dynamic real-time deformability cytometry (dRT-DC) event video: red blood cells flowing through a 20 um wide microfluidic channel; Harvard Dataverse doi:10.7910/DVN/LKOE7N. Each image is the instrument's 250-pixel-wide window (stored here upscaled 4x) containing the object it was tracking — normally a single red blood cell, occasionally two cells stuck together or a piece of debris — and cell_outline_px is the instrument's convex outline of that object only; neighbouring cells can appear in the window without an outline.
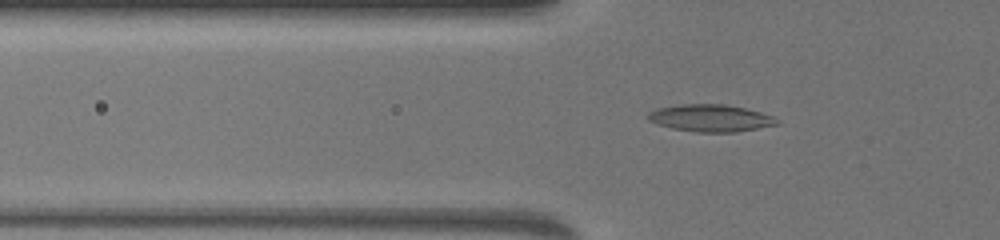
{"species": "common noctule bat (a hibernating species)", "species_latin": "Nyctalus noctula", "temperature_condition": "warm", "stored_images_in_passage": 66, "camera_frame_rate_fps": 3000, "um_per_image_px": 0.085, "animal": {"sex": "female", "body_mass_g": 19.5, "forearm_length_mm": 54.1}, "frame": {"image": 1, "passage_image": 24, "time_ms": 7.667, "image_size_px": [1000, 240], "cell_outline_px": [[780, 124], [736, 132], [696, 132], [672, 128], [656, 124], [648, 120], [644, 116], [648, 112], [656, 108], [680, 104], [724, 104], [744, 108], [760, 112], [772, 116], [780, 120]], "centroid_in_image_um": [60.36, 10.03], "position_along_channel_um": 65.4, "area_um2": 20.58}}
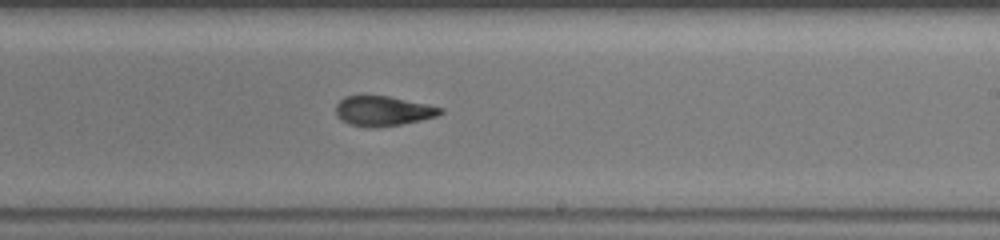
{"frame": {"image": 2, "passage_image": 42, "time_ms": 13.667, "image_size_px": [1000, 240], "cell_outline_px": [[444, 112], [436, 116], [420, 120], [400, 124], [376, 128], [368, 128], [348, 124], [340, 120], [336, 116], [336, 104], [344, 96], [388, 96], [428, 104], [444, 108]], "centroid_in_image_um": [32.53, 9.44], "position_along_channel_um": 256.5, "area_um2": 18.32}}
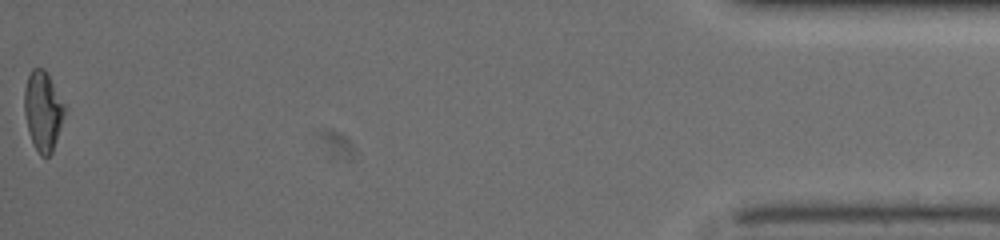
{"frame": {"image": 3, "passage_image": 66, "time_ms": 21.667, "image_size_px": [1000, 240], "cell_outline_px": [[68, 108], [52, 152], [48, 156], [40, 156], [32, 140], [28, 128], [24, 112], [24, 88], [28, 76], [32, 68], [44, 68]], "centroid_in_image_um": [3.68, 9.4], "position_along_channel_um": 431.5, "area_um2": 18.79}}